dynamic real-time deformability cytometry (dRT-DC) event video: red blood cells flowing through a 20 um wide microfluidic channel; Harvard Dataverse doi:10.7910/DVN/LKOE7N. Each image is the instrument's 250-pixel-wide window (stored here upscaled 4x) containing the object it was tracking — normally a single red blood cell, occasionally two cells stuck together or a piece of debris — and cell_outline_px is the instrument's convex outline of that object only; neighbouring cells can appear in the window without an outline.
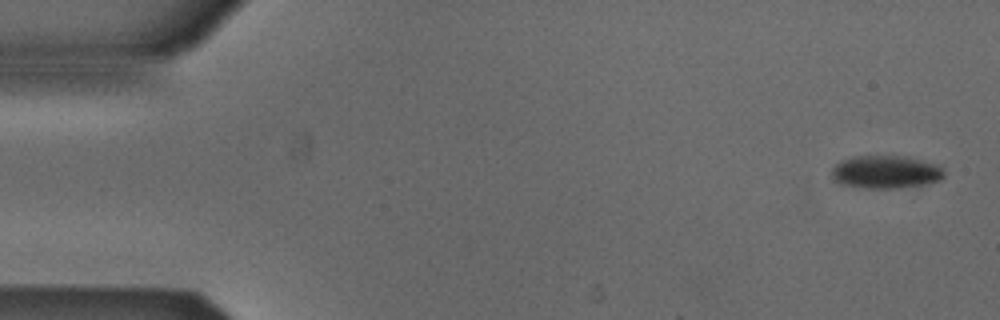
{"species": "Egyptian fruit bat (a non-hibernating species)", "species_latin": "Rousettus aegyptiacus", "temperature_condition": "cold", "stored_images_in_passage": 6, "camera_frame_rate_fps": 3000, "um_per_image_px": 0.085, "animal": {"sex": "male"}, "frame": {"image": 1, "passage_image": 1, "time_ms": 0.0, "image_size_px": [1000, 320], "cell_outline_px": [[944, 176], [940, 180], [924, 184], [896, 188], [864, 188], [840, 184], [832, 176], [832, 168], [836, 164], [844, 160], [856, 156], [908, 156], [940, 164], [944, 168]], "centroid_in_image_um": [75.35, 14.61], "position_along_channel_um": 9.7, "area_um2": 21.68}}
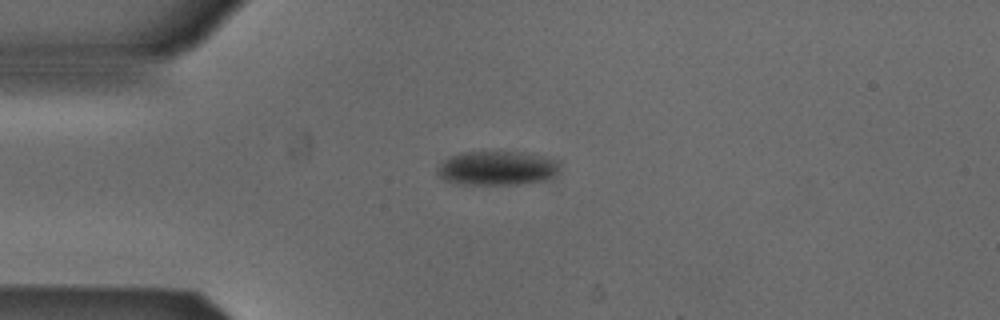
{"frame": {"image": 2, "passage_image": 4, "time_ms": 1.0, "image_size_px": [1000, 320], "cell_outline_px": [[560, 172], [556, 176], [544, 180], [520, 184], [456, 184], [444, 180], [436, 172], [444, 160], [448, 156], [464, 152], [520, 152], [540, 156], [556, 160], [560, 164]], "centroid_in_image_um": [42.27, 14.3], "position_along_channel_um": 42.7, "area_um2": 24.39}}